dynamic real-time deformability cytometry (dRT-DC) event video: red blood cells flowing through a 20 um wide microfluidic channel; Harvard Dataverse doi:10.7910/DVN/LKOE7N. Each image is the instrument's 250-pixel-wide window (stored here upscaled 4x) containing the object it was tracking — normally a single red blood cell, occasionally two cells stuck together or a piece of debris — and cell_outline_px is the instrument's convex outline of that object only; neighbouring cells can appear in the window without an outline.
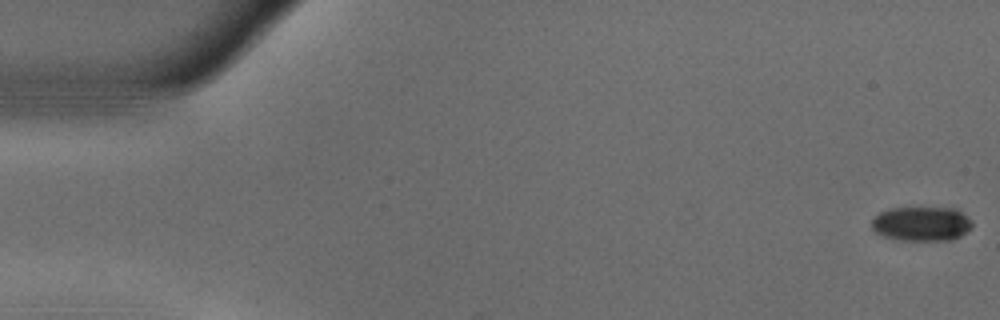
{"species": "common noctule bat (a hibernating species)", "species_latin": "Nyctalus noctula", "temperature_condition": "warm", "stored_images_in_passage": 55, "camera_frame_rate_fps": 3000, "um_per_image_px": 0.085, "animal": {"sex": "male", "body_mass_g": 18.8}, "frame": {"image": 1, "passage_image": 1, "time_ms": 0.0, "image_size_px": [1000, 320], "cell_outline_px": [[972, 228], [960, 236], [952, 240], [900, 240], [880, 236], [872, 228], [872, 220], [880, 212], [892, 208], [956, 208], [972, 220]], "centroid_in_image_um": [78.34, 19.03], "position_along_channel_um": 6.7, "area_um2": 20.23}}
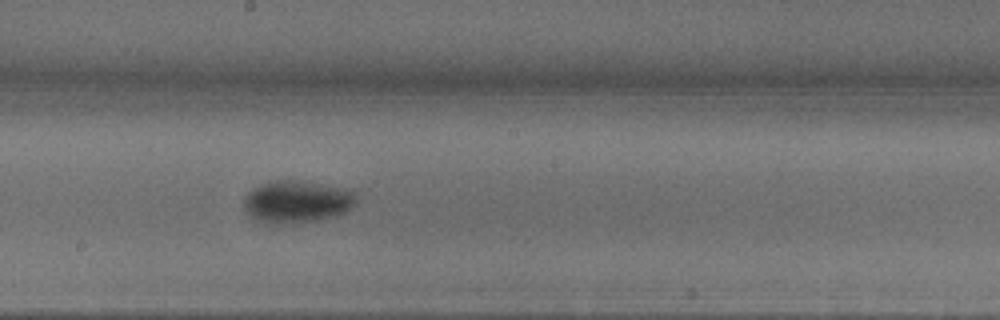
{"frame": {"image": 2, "passage_image": 30, "time_ms": 9.667, "image_size_px": [1000, 320], "cell_outline_px": [[356, 204], [348, 212], [336, 216], [316, 220], [292, 224], [268, 224], [256, 220], [244, 208], [244, 196], [252, 188], [260, 184], [272, 180], [296, 180], [344, 188], [352, 192], [356, 196]], "centroid_in_image_um": [25.22, 17.15], "position_along_channel_um": 223.0, "area_um2": 27.98}}
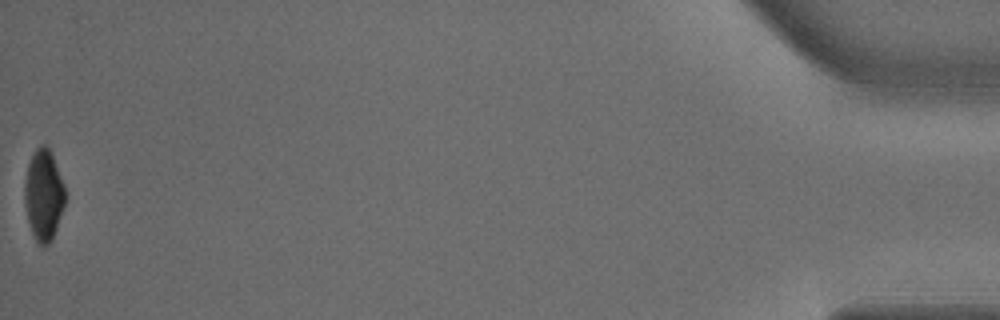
{"frame": {"image": 3, "passage_image": 55, "time_ms": 18.0, "image_size_px": [1000, 320], "cell_outline_px": [[64, 204], [52, 240], [44, 248], [40, 248], [36, 244], [28, 220], [24, 204], [24, 184], [28, 164], [36, 148], [40, 144], [44, 144], [52, 152], [64, 184]], "centroid_in_image_um": [3.69, 16.6], "position_along_channel_um": 431.5, "area_um2": 21.62}, "authors_computed_cell_mechanics": {"area_um2": 24.6806, "velocity_mm_per_s": 3.6923, "shape_relaxation_time_tau1_ms": 4.2166, "shape_relaxation_time_tau2_ms": null, "deformation_change_tau1": 0.1622, "deformation_change_tau2": null}}